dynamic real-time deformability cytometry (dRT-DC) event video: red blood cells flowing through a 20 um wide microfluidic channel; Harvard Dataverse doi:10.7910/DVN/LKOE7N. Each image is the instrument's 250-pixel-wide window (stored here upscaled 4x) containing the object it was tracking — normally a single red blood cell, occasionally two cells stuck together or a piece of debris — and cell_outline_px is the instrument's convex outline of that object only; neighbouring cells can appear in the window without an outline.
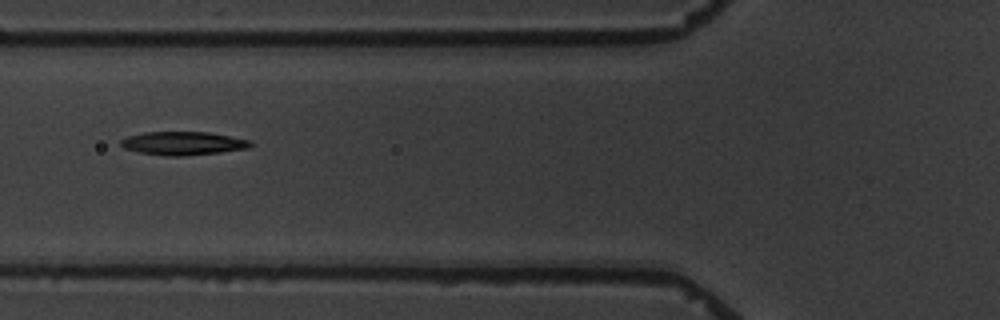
{"species": "common noctule bat (a hibernating species)", "species_latin": "Nyctalus noctula", "temperature_condition": "warm", "stored_images_in_passage": 3, "camera_frame_rate_fps": 3000, "um_per_image_px": 0.085, "animal": {"sex": "male", "body_mass_g": 19.5, "forearm_length_mm": 54.6}, "frame": {"image": 1, "passage_image": 3, "time_ms": 2.333, "image_size_px": [1000, 320], "cell_outline_px": [[252, 144], [248, 148], [220, 152], [184, 156], [164, 156], [140, 152], [124, 148], [120, 144], [120, 140], [128, 136], [144, 132], [208, 132], [252, 140]], "centroid_in_image_um": [15.56, 12.18], "position_along_channel_um": 110.2, "area_um2": 17.69}}